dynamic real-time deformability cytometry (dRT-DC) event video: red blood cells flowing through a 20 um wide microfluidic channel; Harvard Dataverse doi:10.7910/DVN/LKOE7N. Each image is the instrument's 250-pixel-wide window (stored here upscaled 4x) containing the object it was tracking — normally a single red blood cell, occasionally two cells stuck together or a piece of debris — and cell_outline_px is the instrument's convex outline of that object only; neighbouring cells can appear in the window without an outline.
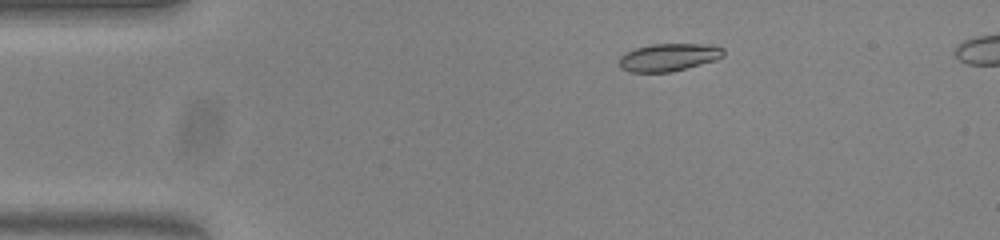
{"species": "common noctule bat (a hibernating species)", "species_latin": "Nyctalus noctula", "temperature_condition": "warm", "stored_images_in_passage": 9, "camera_frame_rate_fps": 3000, "um_per_image_px": 0.085, "animal": {"sex": "female", "body_mass_g": 23.0, "forearm_length_mm": 53.4}, "frame": {"image": 1, "passage_image": 8, "time_ms": 2.333, "image_size_px": [1000, 240], "cell_outline_px": [[724, 56], [716, 60], [672, 72], [628, 72], [620, 68], [620, 56], [624, 52], [636, 48], [652, 44], [708, 44], [724, 48]], "centroid_in_image_um": [56.84, 4.87], "position_along_channel_um": 28.2, "area_um2": 16.94}}